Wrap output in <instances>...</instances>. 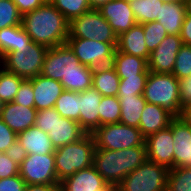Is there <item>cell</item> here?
<instances>
[{
  "label": "cell",
  "instance_id": "obj_29",
  "mask_svg": "<svg viewBox=\"0 0 191 191\" xmlns=\"http://www.w3.org/2000/svg\"><path fill=\"white\" fill-rule=\"evenodd\" d=\"M54 108L62 117L79 122V92L64 90L56 100Z\"/></svg>",
  "mask_w": 191,
  "mask_h": 191
},
{
  "label": "cell",
  "instance_id": "obj_37",
  "mask_svg": "<svg viewBox=\"0 0 191 191\" xmlns=\"http://www.w3.org/2000/svg\"><path fill=\"white\" fill-rule=\"evenodd\" d=\"M172 74L177 79L191 75V46L183 45L179 49Z\"/></svg>",
  "mask_w": 191,
  "mask_h": 191
},
{
  "label": "cell",
  "instance_id": "obj_32",
  "mask_svg": "<svg viewBox=\"0 0 191 191\" xmlns=\"http://www.w3.org/2000/svg\"><path fill=\"white\" fill-rule=\"evenodd\" d=\"M166 191H191V167L171 168Z\"/></svg>",
  "mask_w": 191,
  "mask_h": 191
},
{
  "label": "cell",
  "instance_id": "obj_27",
  "mask_svg": "<svg viewBox=\"0 0 191 191\" xmlns=\"http://www.w3.org/2000/svg\"><path fill=\"white\" fill-rule=\"evenodd\" d=\"M120 101V123L139 128L141 113L145 108L146 100L143 95L117 96Z\"/></svg>",
  "mask_w": 191,
  "mask_h": 191
},
{
  "label": "cell",
  "instance_id": "obj_52",
  "mask_svg": "<svg viewBox=\"0 0 191 191\" xmlns=\"http://www.w3.org/2000/svg\"><path fill=\"white\" fill-rule=\"evenodd\" d=\"M163 3H178V4H186V0H160Z\"/></svg>",
  "mask_w": 191,
  "mask_h": 191
},
{
  "label": "cell",
  "instance_id": "obj_47",
  "mask_svg": "<svg viewBox=\"0 0 191 191\" xmlns=\"http://www.w3.org/2000/svg\"><path fill=\"white\" fill-rule=\"evenodd\" d=\"M12 2L17 6L21 15L32 12L45 3L43 0H12Z\"/></svg>",
  "mask_w": 191,
  "mask_h": 191
},
{
  "label": "cell",
  "instance_id": "obj_51",
  "mask_svg": "<svg viewBox=\"0 0 191 191\" xmlns=\"http://www.w3.org/2000/svg\"><path fill=\"white\" fill-rule=\"evenodd\" d=\"M111 0H88L91 9H100L103 5Z\"/></svg>",
  "mask_w": 191,
  "mask_h": 191
},
{
  "label": "cell",
  "instance_id": "obj_41",
  "mask_svg": "<svg viewBox=\"0 0 191 191\" xmlns=\"http://www.w3.org/2000/svg\"><path fill=\"white\" fill-rule=\"evenodd\" d=\"M17 135L18 134L0 118V153H5L17 140Z\"/></svg>",
  "mask_w": 191,
  "mask_h": 191
},
{
  "label": "cell",
  "instance_id": "obj_48",
  "mask_svg": "<svg viewBox=\"0 0 191 191\" xmlns=\"http://www.w3.org/2000/svg\"><path fill=\"white\" fill-rule=\"evenodd\" d=\"M180 37L184 45L191 46V15L186 14L180 31Z\"/></svg>",
  "mask_w": 191,
  "mask_h": 191
},
{
  "label": "cell",
  "instance_id": "obj_30",
  "mask_svg": "<svg viewBox=\"0 0 191 191\" xmlns=\"http://www.w3.org/2000/svg\"><path fill=\"white\" fill-rule=\"evenodd\" d=\"M23 80L0 66V98L5 103L14 101Z\"/></svg>",
  "mask_w": 191,
  "mask_h": 191
},
{
  "label": "cell",
  "instance_id": "obj_8",
  "mask_svg": "<svg viewBox=\"0 0 191 191\" xmlns=\"http://www.w3.org/2000/svg\"><path fill=\"white\" fill-rule=\"evenodd\" d=\"M91 135L94 138L95 148L121 150L145 144V137L139 128L120 122L101 125Z\"/></svg>",
  "mask_w": 191,
  "mask_h": 191
},
{
  "label": "cell",
  "instance_id": "obj_11",
  "mask_svg": "<svg viewBox=\"0 0 191 191\" xmlns=\"http://www.w3.org/2000/svg\"><path fill=\"white\" fill-rule=\"evenodd\" d=\"M19 175L26 184H60L56 174L54 153L28 154L19 165Z\"/></svg>",
  "mask_w": 191,
  "mask_h": 191
},
{
  "label": "cell",
  "instance_id": "obj_38",
  "mask_svg": "<svg viewBox=\"0 0 191 191\" xmlns=\"http://www.w3.org/2000/svg\"><path fill=\"white\" fill-rule=\"evenodd\" d=\"M32 82L30 79H24L16 93L13 102L26 107H35Z\"/></svg>",
  "mask_w": 191,
  "mask_h": 191
},
{
  "label": "cell",
  "instance_id": "obj_1",
  "mask_svg": "<svg viewBox=\"0 0 191 191\" xmlns=\"http://www.w3.org/2000/svg\"><path fill=\"white\" fill-rule=\"evenodd\" d=\"M94 68L83 65L67 44L49 48L41 75L60 81L64 90L82 92L92 87Z\"/></svg>",
  "mask_w": 191,
  "mask_h": 191
},
{
  "label": "cell",
  "instance_id": "obj_14",
  "mask_svg": "<svg viewBox=\"0 0 191 191\" xmlns=\"http://www.w3.org/2000/svg\"><path fill=\"white\" fill-rule=\"evenodd\" d=\"M117 37L137 24L129 0H111L99 9Z\"/></svg>",
  "mask_w": 191,
  "mask_h": 191
},
{
  "label": "cell",
  "instance_id": "obj_31",
  "mask_svg": "<svg viewBox=\"0 0 191 191\" xmlns=\"http://www.w3.org/2000/svg\"><path fill=\"white\" fill-rule=\"evenodd\" d=\"M100 126L120 122V101L117 96H102L99 104Z\"/></svg>",
  "mask_w": 191,
  "mask_h": 191
},
{
  "label": "cell",
  "instance_id": "obj_35",
  "mask_svg": "<svg viewBox=\"0 0 191 191\" xmlns=\"http://www.w3.org/2000/svg\"><path fill=\"white\" fill-rule=\"evenodd\" d=\"M22 15L12 0H0V30L21 25Z\"/></svg>",
  "mask_w": 191,
  "mask_h": 191
},
{
  "label": "cell",
  "instance_id": "obj_46",
  "mask_svg": "<svg viewBox=\"0 0 191 191\" xmlns=\"http://www.w3.org/2000/svg\"><path fill=\"white\" fill-rule=\"evenodd\" d=\"M12 26L0 30V60L11 53Z\"/></svg>",
  "mask_w": 191,
  "mask_h": 191
},
{
  "label": "cell",
  "instance_id": "obj_13",
  "mask_svg": "<svg viewBox=\"0 0 191 191\" xmlns=\"http://www.w3.org/2000/svg\"><path fill=\"white\" fill-rule=\"evenodd\" d=\"M173 133L170 127L145 138L148 160L171 169L174 168Z\"/></svg>",
  "mask_w": 191,
  "mask_h": 191
},
{
  "label": "cell",
  "instance_id": "obj_10",
  "mask_svg": "<svg viewBox=\"0 0 191 191\" xmlns=\"http://www.w3.org/2000/svg\"><path fill=\"white\" fill-rule=\"evenodd\" d=\"M66 44L81 64L92 68L111 65L117 47V43L96 42L84 38H67Z\"/></svg>",
  "mask_w": 191,
  "mask_h": 191
},
{
  "label": "cell",
  "instance_id": "obj_21",
  "mask_svg": "<svg viewBox=\"0 0 191 191\" xmlns=\"http://www.w3.org/2000/svg\"><path fill=\"white\" fill-rule=\"evenodd\" d=\"M175 117L163 107L147 103L141 113L139 130L146 138L148 135L169 127Z\"/></svg>",
  "mask_w": 191,
  "mask_h": 191
},
{
  "label": "cell",
  "instance_id": "obj_4",
  "mask_svg": "<svg viewBox=\"0 0 191 191\" xmlns=\"http://www.w3.org/2000/svg\"><path fill=\"white\" fill-rule=\"evenodd\" d=\"M94 150L95 143L91 133H87L76 142L56 148L54 157L58 182L77 171L91 167Z\"/></svg>",
  "mask_w": 191,
  "mask_h": 191
},
{
  "label": "cell",
  "instance_id": "obj_54",
  "mask_svg": "<svg viewBox=\"0 0 191 191\" xmlns=\"http://www.w3.org/2000/svg\"><path fill=\"white\" fill-rule=\"evenodd\" d=\"M4 104H5V102L0 98V114H1V111L4 107Z\"/></svg>",
  "mask_w": 191,
  "mask_h": 191
},
{
  "label": "cell",
  "instance_id": "obj_16",
  "mask_svg": "<svg viewBox=\"0 0 191 191\" xmlns=\"http://www.w3.org/2000/svg\"><path fill=\"white\" fill-rule=\"evenodd\" d=\"M169 127L174 141V168L191 167V126L180 117H175Z\"/></svg>",
  "mask_w": 191,
  "mask_h": 191
},
{
  "label": "cell",
  "instance_id": "obj_15",
  "mask_svg": "<svg viewBox=\"0 0 191 191\" xmlns=\"http://www.w3.org/2000/svg\"><path fill=\"white\" fill-rule=\"evenodd\" d=\"M113 187L103 179L93 165L60 182L61 191H110Z\"/></svg>",
  "mask_w": 191,
  "mask_h": 191
},
{
  "label": "cell",
  "instance_id": "obj_40",
  "mask_svg": "<svg viewBox=\"0 0 191 191\" xmlns=\"http://www.w3.org/2000/svg\"><path fill=\"white\" fill-rule=\"evenodd\" d=\"M31 41L22 25L12 26L11 52L27 46Z\"/></svg>",
  "mask_w": 191,
  "mask_h": 191
},
{
  "label": "cell",
  "instance_id": "obj_2",
  "mask_svg": "<svg viewBox=\"0 0 191 191\" xmlns=\"http://www.w3.org/2000/svg\"><path fill=\"white\" fill-rule=\"evenodd\" d=\"M21 25L31 40L48 48L66 44L69 21L51 3L22 15Z\"/></svg>",
  "mask_w": 191,
  "mask_h": 191
},
{
  "label": "cell",
  "instance_id": "obj_26",
  "mask_svg": "<svg viewBox=\"0 0 191 191\" xmlns=\"http://www.w3.org/2000/svg\"><path fill=\"white\" fill-rule=\"evenodd\" d=\"M120 78L112 65L94 68L92 87L102 96H118Z\"/></svg>",
  "mask_w": 191,
  "mask_h": 191
},
{
  "label": "cell",
  "instance_id": "obj_39",
  "mask_svg": "<svg viewBox=\"0 0 191 191\" xmlns=\"http://www.w3.org/2000/svg\"><path fill=\"white\" fill-rule=\"evenodd\" d=\"M55 124V108L43 109L37 111L35 126L48 133Z\"/></svg>",
  "mask_w": 191,
  "mask_h": 191
},
{
  "label": "cell",
  "instance_id": "obj_49",
  "mask_svg": "<svg viewBox=\"0 0 191 191\" xmlns=\"http://www.w3.org/2000/svg\"><path fill=\"white\" fill-rule=\"evenodd\" d=\"M25 191H61L60 184H27Z\"/></svg>",
  "mask_w": 191,
  "mask_h": 191
},
{
  "label": "cell",
  "instance_id": "obj_53",
  "mask_svg": "<svg viewBox=\"0 0 191 191\" xmlns=\"http://www.w3.org/2000/svg\"><path fill=\"white\" fill-rule=\"evenodd\" d=\"M186 13L191 15V0H186Z\"/></svg>",
  "mask_w": 191,
  "mask_h": 191
},
{
  "label": "cell",
  "instance_id": "obj_18",
  "mask_svg": "<svg viewBox=\"0 0 191 191\" xmlns=\"http://www.w3.org/2000/svg\"><path fill=\"white\" fill-rule=\"evenodd\" d=\"M30 80L34 91V104L36 110L54 108L56 100L64 91V87L60 81L47 78L41 74Z\"/></svg>",
  "mask_w": 191,
  "mask_h": 191
},
{
  "label": "cell",
  "instance_id": "obj_9",
  "mask_svg": "<svg viewBox=\"0 0 191 191\" xmlns=\"http://www.w3.org/2000/svg\"><path fill=\"white\" fill-rule=\"evenodd\" d=\"M68 38H84L96 42L117 43V35L99 9H90L69 22Z\"/></svg>",
  "mask_w": 191,
  "mask_h": 191
},
{
  "label": "cell",
  "instance_id": "obj_20",
  "mask_svg": "<svg viewBox=\"0 0 191 191\" xmlns=\"http://www.w3.org/2000/svg\"><path fill=\"white\" fill-rule=\"evenodd\" d=\"M37 110L15 102H7L1 111L0 118L17 134L34 126Z\"/></svg>",
  "mask_w": 191,
  "mask_h": 191
},
{
  "label": "cell",
  "instance_id": "obj_44",
  "mask_svg": "<svg viewBox=\"0 0 191 191\" xmlns=\"http://www.w3.org/2000/svg\"><path fill=\"white\" fill-rule=\"evenodd\" d=\"M179 81V102L183 109L191 104V75L178 79Z\"/></svg>",
  "mask_w": 191,
  "mask_h": 191
},
{
  "label": "cell",
  "instance_id": "obj_36",
  "mask_svg": "<svg viewBox=\"0 0 191 191\" xmlns=\"http://www.w3.org/2000/svg\"><path fill=\"white\" fill-rule=\"evenodd\" d=\"M148 76H132L120 78L118 96H136L143 95L146 80Z\"/></svg>",
  "mask_w": 191,
  "mask_h": 191
},
{
  "label": "cell",
  "instance_id": "obj_17",
  "mask_svg": "<svg viewBox=\"0 0 191 191\" xmlns=\"http://www.w3.org/2000/svg\"><path fill=\"white\" fill-rule=\"evenodd\" d=\"M102 95L93 87L79 92V125L87 132L92 133L100 127L99 109Z\"/></svg>",
  "mask_w": 191,
  "mask_h": 191
},
{
  "label": "cell",
  "instance_id": "obj_22",
  "mask_svg": "<svg viewBox=\"0 0 191 191\" xmlns=\"http://www.w3.org/2000/svg\"><path fill=\"white\" fill-rule=\"evenodd\" d=\"M116 49L129 55H134L148 61L150 52L147 49L143 26L136 24L117 37Z\"/></svg>",
  "mask_w": 191,
  "mask_h": 191
},
{
  "label": "cell",
  "instance_id": "obj_42",
  "mask_svg": "<svg viewBox=\"0 0 191 191\" xmlns=\"http://www.w3.org/2000/svg\"><path fill=\"white\" fill-rule=\"evenodd\" d=\"M19 174V164L14 162L5 153H0V179Z\"/></svg>",
  "mask_w": 191,
  "mask_h": 191
},
{
  "label": "cell",
  "instance_id": "obj_7",
  "mask_svg": "<svg viewBox=\"0 0 191 191\" xmlns=\"http://www.w3.org/2000/svg\"><path fill=\"white\" fill-rule=\"evenodd\" d=\"M169 168L146 160L116 186L119 191H166Z\"/></svg>",
  "mask_w": 191,
  "mask_h": 191
},
{
  "label": "cell",
  "instance_id": "obj_43",
  "mask_svg": "<svg viewBox=\"0 0 191 191\" xmlns=\"http://www.w3.org/2000/svg\"><path fill=\"white\" fill-rule=\"evenodd\" d=\"M26 185L19 174L0 179V191H25Z\"/></svg>",
  "mask_w": 191,
  "mask_h": 191
},
{
  "label": "cell",
  "instance_id": "obj_12",
  "mask_svg": "<svg viewBox=\"0 0 191 191\" xmlns=\"http://www.w3.org/2000/svg\"><path fill=\"white\" fill-rule=\"evenodd\" d=\"M183 45L180 35L168 34L159 46L150 53L147 61L149 71L172 74L177 53Z\"/></svg>",
  "mask_w": 191,
  "mask_h": 191
},
{
  "label": "cell",
  "instance_id": "obj_33",
  "mask_svg": "<svg viewBox=\"0 0 191 191\" xmlns=\"http://www.w3.org/2000/svg\"><path fill=\"white\" fill-rule=\"evenodd\" d=\"M51 4L70 22L90 10L88 0H53Z\"/></svg>",
  "mask_w": 191,
  "mask_h": 191
},
{
  "label": "cell",
  "instance_id": "obj_55",
  "mask_svg": "<svg viewBox=\"0 0 191 191\" xmlns=\"http://www.w3.org/2000/svg\"><path fill=\"white\" fill-rule=\"evenodd\" d=\"M45 3H51L53 0H43Z\"/></svg>",
  "mask_w": 191,
  "mask_h": 191
},
{
  "label": "cell",
  "instance_id": "obj_24",
  "mask_svg": "<svg viewBox=\"0 0 191 191\" xmlns=\"http://www.w3.org/2000/svg\"><path fill=\"white\" fill-rule=\"evenodd\" d=\"M17 140L28 154H49L56 150L48 134L35 125L18 133Z\"/></svg>",
  "mask_w": 191,
  "mask_h": 191
},
{
  "label": "cell",
  "instance_id": "obj_56",
  "mask_svg": "<svg viewBox=\"0 0 191 191\" xmlns=\"http://www.w3.org/2000/svg\"><path fill=\"white\" fill-rule=\"evenodd\" d=\"M110 191H119L116 187H113Z\"/></svg>",
  "mask_w": 191,
  "mask_h": 191
},
{
  "label": "cell",
  "instance_id": "obj_3",
  "mask_svg": "<svg viewBox=\"0 0 191 191\" xmlns=\"http://www.w3.org/2000/svg\"><path fill=\"white\" fill-rule=\"evenodd\" d=\"M147 159L146 144L121 150L95 148L93 166L109 185L116 187Z\"/></svg>",
  "mask_w": 191,
  "mask_h": 191
},
{
  "label": "cell",
  "instance_id": "obj_45",
  "mask_svg": "<svg viewBox=\"0 0 191 191\" xmlns=\"http://www.w3.org/2000/svg\"><path fill=\"white\" fill-rule=\"evenodd\" d=\"M5 154L9 156L17 164H21L24 159L28 156L27 151L21 145V143L16 140L6 151Z\"/></svg>",
  "mask_w": 191,
  "mask_h": 191
},
{
  "label": "cell",
  "instance_id": "obj_19",
  "mask_svg": "<svg viewBox=\"0 0 191 191\" xmlns=\"http://www.w3.org/2000/svg\"><path fill=\"white\" fill-rule=\"evenodd\" d=\"M47 134L56 149L78 141L84 137L87 132L78 122L62 117L55 109V124Z\"/></svg>",
  "mask_w": 191,
  "mask_h": 191
},
{
  "label": "cell",
  "instance_id": "obj_25",
  "mask_svg": "<svg viewBox=\"0 0 191 191\" xmlns=\"http://www.w3.org/2000/svg\"><path fill=\"white\" fill-rule=\"evenodd\" d=\"M186 14V4L163 3L157 22L163 26L167 34L180 35Z\"/></svg>",
  "mask_w": 191,
  "mask_h": 191
},
{
  "label": "cell",
  "instance_id": "obj_23",
  "mask_svg": "<svg viewBox=\"0 0 191 191\" xmlns=\"http://www.w3.org/2000/svg\"><path fill=\"white\" fill-rule=\"evenodd\" d=\"M111 65L115 68L119 78L149 75L146 59L120 52L117 49H115Z\"/></svg>",
  "mask_w": 191,
  "mask_h": 191
},
{
  "label": "cell",
  "instance_id": "obj_34",
  "mask_svg": "<svg viewBox=\"0 0 191 191\" xmlns=\"http://www.w3.org/2000/svg\"><path fill=\"white\" fill-rule=\"evenodd\" d=\"M141 25L143 26L145 34L147 49L152 53L168 34L163 26L157 21H151Z\"/></svg>",
  "mask_w": 191,
  "mask_h": 191
},
{
  "label": "cell",
  "instance_id": "obj_50",
  "mask_svg": "<svg viewBox=\"0 0 191 191\" xmlns=\"http://www.w3.org/2000/svg\"><path fill=\"white\" fill-rule=\"evenodd\" d=\"M180 118L191 126V104L182 109Z\"/></svg>",
  "mask_w": 191,
  "mask_h": 191
},
{
  "label": "cell",
  "instance_id": "obj_5",
  "mask_svg": "<svg viewBox=\"0 0 191 191\" xmlns=\"http://www.w3.org/2000/svg\"><path fill=\"white\" fill-rule=\"evenodd\" d=\"M143 97L147 103L159 105L174 117H180L179 81L173 74L149 71Z\"/></svg>",
  "mask_w": 191,
  "mask_h": 191
},
{
  "label": "cell",
  "instance_id": "obj_6",
  "mask_svg": "<svg viewBox=\"0 0 191 191\" xmlns=\"http://www.w3.org/2000/svg\"><path fill=\"white\" fill-rule=\"evenodd\" d=\"M48 47L31 41L27 46L7 53L1 66L23 79L35 78L41 74Z\"/></svg>",
  "mask_w": 191,
  "mask_h": 191
},
{
  "label": "cell",
  "instance_id": "obj_28",
  "mask_svg": "<svg viewBox=\"0 0 191 191\" xmlns=\"http://www.w3.org/2000/svg\"><path fill=\"white\" fill-rule=\"evenodd\" d=\"M129 3L137 24L157 21L163 5L160 0H129Z\"/></svg>",
  "mask_w": 191,
  "mask_h": 191
}]
</instances>
